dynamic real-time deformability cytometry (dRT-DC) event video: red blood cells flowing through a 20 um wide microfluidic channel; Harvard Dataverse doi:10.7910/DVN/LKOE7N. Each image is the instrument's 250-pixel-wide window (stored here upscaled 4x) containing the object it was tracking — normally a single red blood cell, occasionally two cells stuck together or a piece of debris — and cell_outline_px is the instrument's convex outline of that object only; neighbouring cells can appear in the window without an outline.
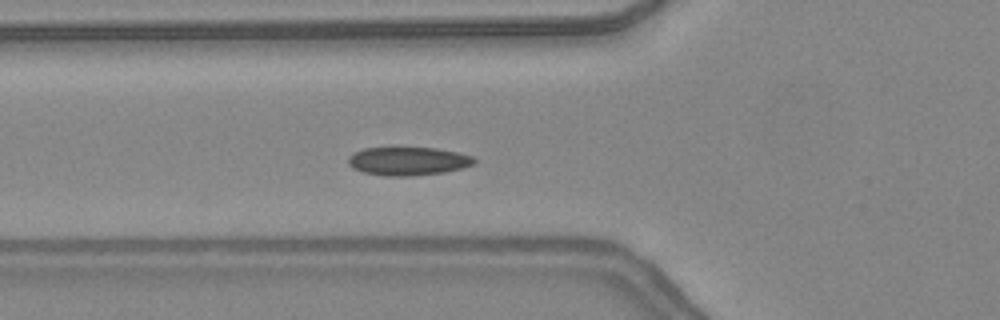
{"species": "common noctule bat (a hibernating species)", "species_latin": "Nyctalus noctula", "temperature_condition": "warm", "stored_images_in_passage": 41, "camera_frame_rate_fps": 3000, "um_per_image_px": 0.085, "animal": {"sex": "female", "body_mass_g": 24.6, "forearm_length_mm": 56.2}, "frame": {"image": 1, "passage_image": 16, "time_ms": 5.0, "image_size_px": [1000, 320], "cell_outline_px": [[476, 160], [472, 164], [460, 168], [444, 172], [408, 176], [388, 176], [364, 172], [352, 168], [348, 164], [348, 156], [364, 148], [436, 148], [456, 152], [472, 156]], "centroid_in_image_um": [34.65, 13.69], "position_along_channel_um": 91.1, "area_um2": 20.52}}
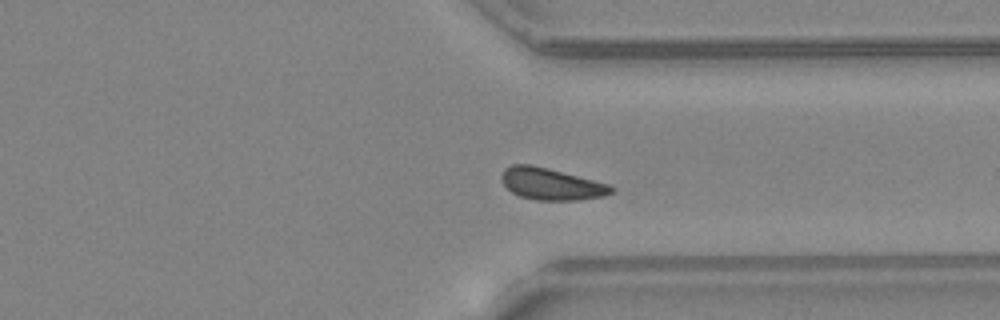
{"frame": {"image": 2, "passage_image": 35, "time_ms": 11.333, "image_size_px": [1000, 320], "cell_outline_px": [[616, 188], [612, 192], [604, 196], [576, 200], [536, 200], [520, 196], [512, 192], [504, 184], [500, 176], [504, 168], [512, 164], [532, 164], [548, 168], [608, 184]], "centroid_in_image_um": [46.83, 15.63], "position_along_channel_um": 364.6, "area_um2": 20.23}}
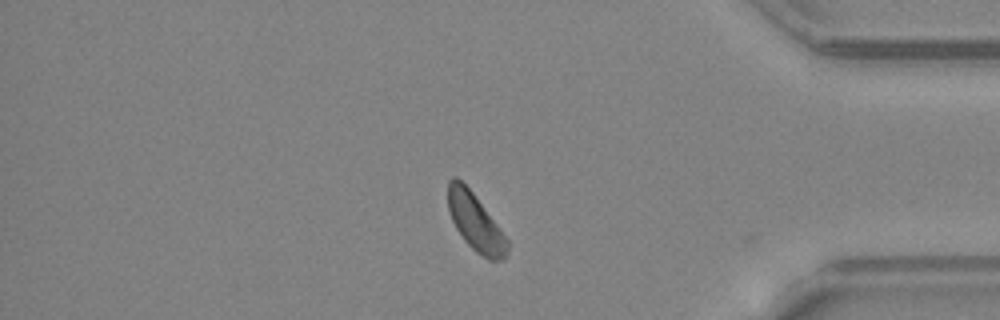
{"frame": {"image": 3, "passage_image": 39, "time_ms": 12.667, "image_size_px": [1000, 320], "cell_outline_px": [[508, 252], [504, 260], [488, 260], [476, 252], [464, 240], [456, 228], [452, 220], [448, 208], [448, 180], [452, 176], [456, 176], [472, 192], [508, 240]], "centroid_in_image_um": [40.4, 18.91], "position_along_channel_um": 394.8, "area_um2": 19.48}, "authors_computed_cell_mechanics": {"area_um2": 20.1722, "velocity_mm_per_s": 4.325, "shape_relaxation_time_tau1_ms": 3.9404, "shape_relaxation_time_tau2_ms": null, "deformation_change_tau1": 0.0715, "deformation_change_tau2": null}}